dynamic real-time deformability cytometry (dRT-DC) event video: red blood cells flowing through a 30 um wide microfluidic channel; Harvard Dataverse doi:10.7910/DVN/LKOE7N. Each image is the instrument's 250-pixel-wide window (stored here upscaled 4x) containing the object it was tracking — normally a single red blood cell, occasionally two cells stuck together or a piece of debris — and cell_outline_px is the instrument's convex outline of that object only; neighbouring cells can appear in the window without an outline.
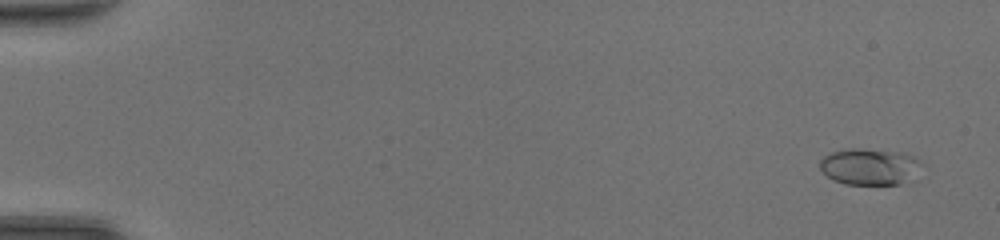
{"species": "common noctule bat (a hibernating species)", "species_latin": "Nyctalus noctula", "temperature_condition": "room temperature", "stored_images_in_passage": 49, "camera_frame_rate_fps": 3000, "um_per_image_px": 0.085, "animal": {"sex": "female", "body_mass_g": 20.0, "forearm_length_mm": 54.0}, "frame": {"image": 1, "passage_image": 3, "time_ms": 0.667, "image_size_px": [1000, 240], "cell_outline_px": [[920, 160], [900, 184], [844, 184], [828, 176], [820, 168], [820, 160], [824, 156], [832, 152], [848, 148], [860, 148], [900, 152], [912, 156]], "centroid_in_image_um": [73.76, 14.13], "position_along_channel_um": 11.2, "area_um2": 20.58}}
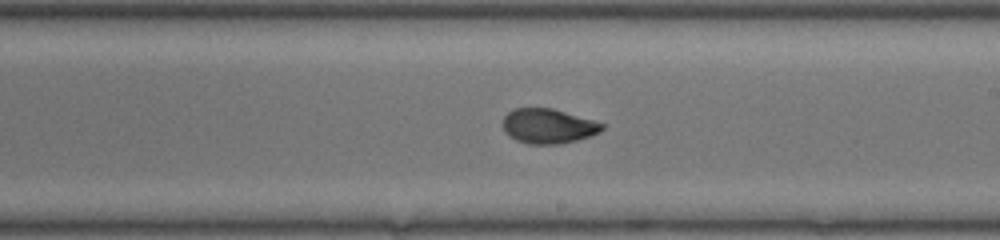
{"frame": {"image": 2, "passage_image": 30, "time_ms": 9.667, "image_size_px": [1000, 240], "cell_outline_px": [[604, 128], [600, 132], [576, 140], [560, 144], [532, 144], [516, 140], [504, 132], [504, 116], [508, 112], [516, 108], [552, 108], [592, 120], [604, 124]], "centroid_in_image_um": [46.59, 10.72], "position_along_channel_um": 242.4, "area_um2": 19.83}}
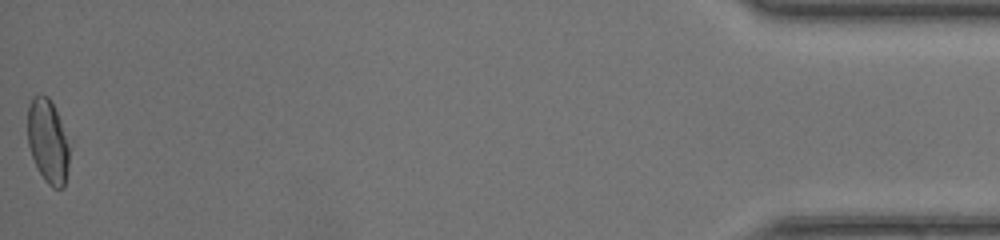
{"frame": {"image": 3, "passage_image": 49, "time_ms": 16.0, "image_size_px": [1000, 240], "cell_outline_px": [[68, 164], [64, 188], [52, 188], [44, 180], [32, 156], [28, 144], [28, 104], [32, 96], [48, 96], [60, 120], [68, 148]], "centroid_in_image_um": [4.04, 12.02], "position_along_channel_um": 431.2, "area_um2": 19.83}, "authors_computed_cell_mechanics": {"area_um2": 20.23, "velocity_mm_per_s": 4.4151, "shape_relaxation_time_tau1_ms": 4.3012, "shape_relaxation_time_tau2_ms": 0.7292, "deformation_change_tau1": 0.1802, "deformation_change_tau2": 0.0446}}